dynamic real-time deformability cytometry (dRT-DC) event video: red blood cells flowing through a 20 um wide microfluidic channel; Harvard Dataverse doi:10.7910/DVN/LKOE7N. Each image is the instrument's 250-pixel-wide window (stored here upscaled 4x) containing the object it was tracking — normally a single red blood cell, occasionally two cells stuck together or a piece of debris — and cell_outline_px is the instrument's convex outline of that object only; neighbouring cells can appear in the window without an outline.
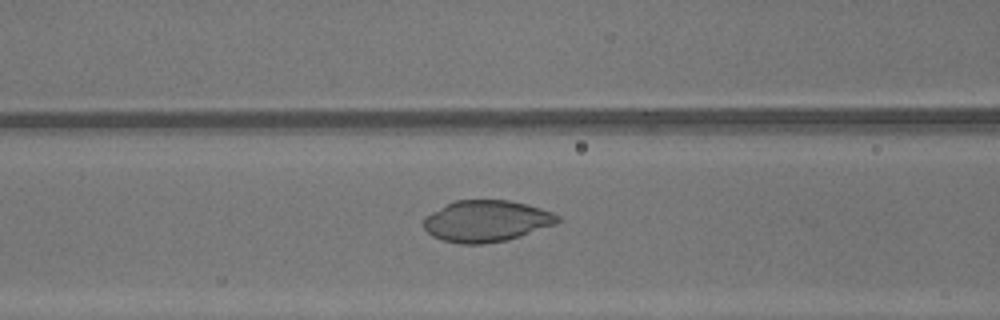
{"species": "common noctule bat (a hibernating species)", "species_latin": "Nyctalus noctula", "temperature_condition": "warm", "stored_images_in_passage": 28, "camera_frame_rate_fps": 3000, "um_per_image_px": 0.085, "animal": {"sex": "male", "body_mass_g": 13.3}, "frame": {"image": 1, "passage_image": 20, "time_ms": 6.333, "image_size_px": [1000, 320], "cell_outline_px": [[560, 220], [556, 224], [508, 240], [484, 244], [460, 244], [444, 240], [432, 236], [424, 228], [424, 216], [456, 200], [508, 200], [528, 204], [552, 212], [560, 216]], "centroid_in_image_um": [41.36, 18.79], "position_along_channel_um": 125.2, "area_um2": 32.31}}
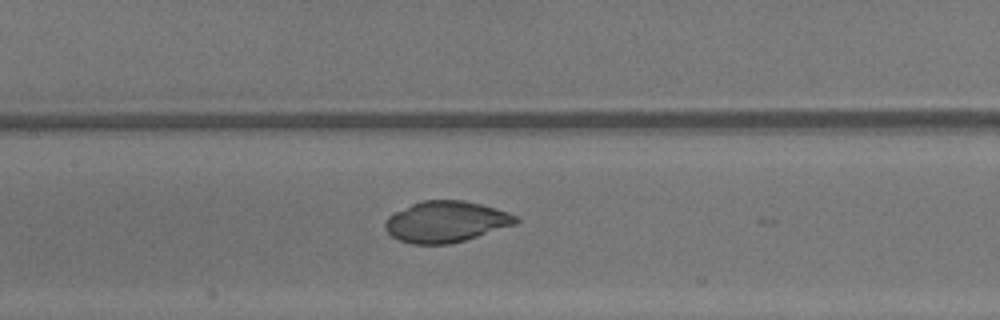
{"frame": {"image": 2, "passage_image": 23, "time_ms": 7.333, "image_size_px": [1000, 320], "cell_outline_px": [[520, 220], [516, 224], [464, 240], [448, 244], [412, 244], [400, 240], [392, 236], [384, 228], [384, 224], [388, 216], [412, 204], [424, 200], [464, 200], [496, 208], [508, 212], [516, 216]], "centroid_in_image_um": [37.91, 18.84], "position_along_channel_um": 169.5, "area_um2": 31.04}}
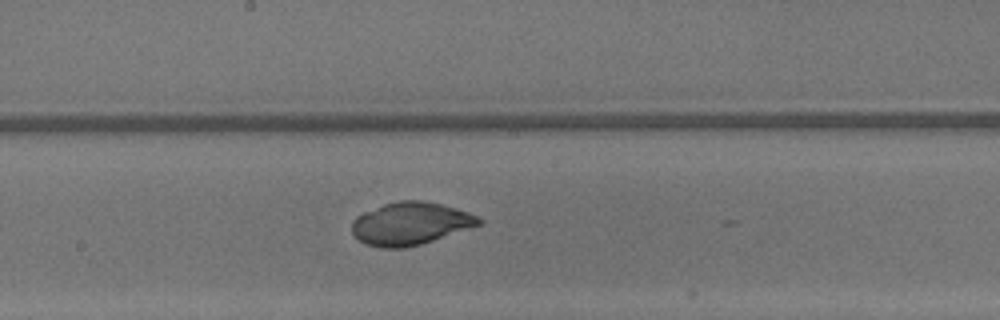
{"frame": {"image": 3, "passage_image": 26, "time_ms": 8.333, "image_size_px": [1000, 320], "cell_outline_px": [[484, 220], [480, 224], [420, 244], [404, 248], [380, 248], [364, 244], [352, 232], [352, 220], [356, 216], [364, 212], [384, 204], [400, 200], [420, 200], [440, 204], [456, 208], [468, 212]], "centroid_in_image_um": [34.84, 19.0], "position_along_channel_um": 213.4, "area_um2": 31.21}}